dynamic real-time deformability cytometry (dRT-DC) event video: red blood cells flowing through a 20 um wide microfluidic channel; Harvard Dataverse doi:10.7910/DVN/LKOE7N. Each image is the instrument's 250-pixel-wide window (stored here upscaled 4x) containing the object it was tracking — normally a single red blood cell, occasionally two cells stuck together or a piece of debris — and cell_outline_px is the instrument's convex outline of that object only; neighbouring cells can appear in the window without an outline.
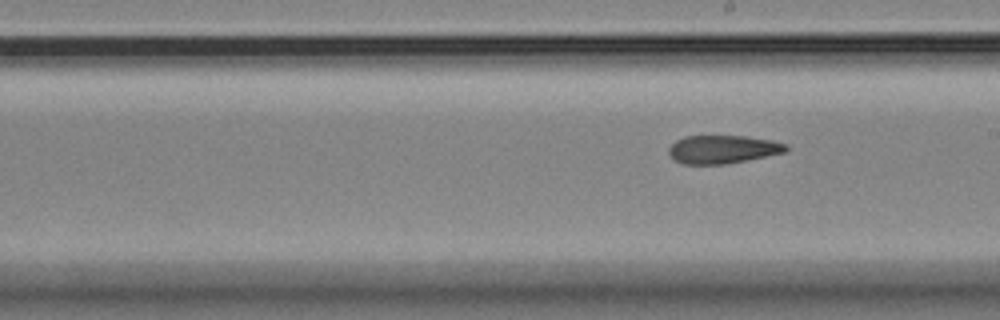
{"species": "Egyptian fruit bat (a non-hibernating species)", "species_latin": "Rousettus aegyptiacus", "temperature_condition": "room temperature", "stored_images_in_passage": 9, "segment_of_instrument_passage": [2, 2], "camera_frame_rate_fps": 3000, "um_per_image_px": 0.085, "animal": {"sex": "female"}, "frame": {"image": 1, "passage_image": 9, "time_ms": 10.0, "image_size_px": [1000, 320], "cell_outline_px": [[788, 148], [784, 152], [748, 160], [728, 164], [680, 164], [668, 152], [668, 148], [676, 140], [684, 136], [744, 136], [772, 140], [788, 144]], "centroid_in_image_um": [61.43, 12.69], "position_along_channel_um": 227.6, "area_um2": 19.31}}